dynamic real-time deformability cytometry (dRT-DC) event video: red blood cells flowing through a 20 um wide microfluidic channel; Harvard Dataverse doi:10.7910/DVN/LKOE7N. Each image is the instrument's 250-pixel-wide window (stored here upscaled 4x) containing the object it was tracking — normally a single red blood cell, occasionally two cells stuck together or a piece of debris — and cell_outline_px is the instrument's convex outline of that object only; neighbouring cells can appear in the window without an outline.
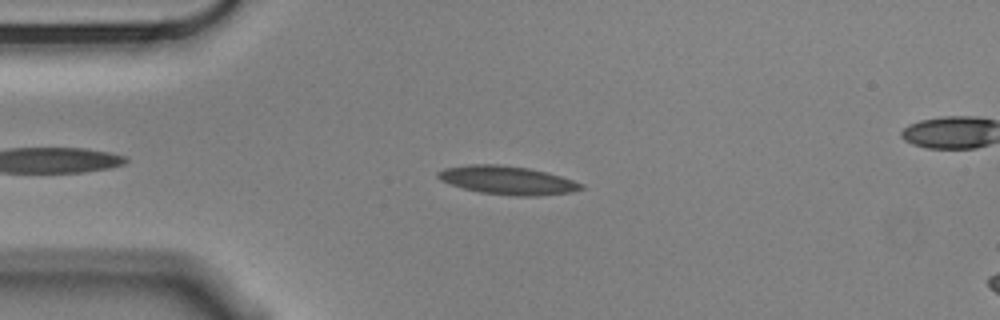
{"species": "Egyptian fruit bat (a non-hibernating species)", "species_latin": "Rousettus aegyptiacus", "temperature_condition": "cold", "stored_images_in_passage": 50, "camera_frame_rate_fps": 3000, "um_per_image_px": 0.085, "animal": {"sex": "male"}, "frame": {"image": 1, "passage_image": 6, "time_ms": 1.667, "image_size_px": [1000, 320], "cell_outline_px": [[584, 188], [572, 192], [536, 196], [516, 196], [480, 192], [464, 188], [440, 180], [436, 176], [436, 172], [444, 168], [468, 164], [496, 164], [528, 168], [560, 176], [584, 184]], "centroid_in_image_um": [43.11, 15.32], "position_along_channel_um": 41.9, "area_um2": 23.58}}
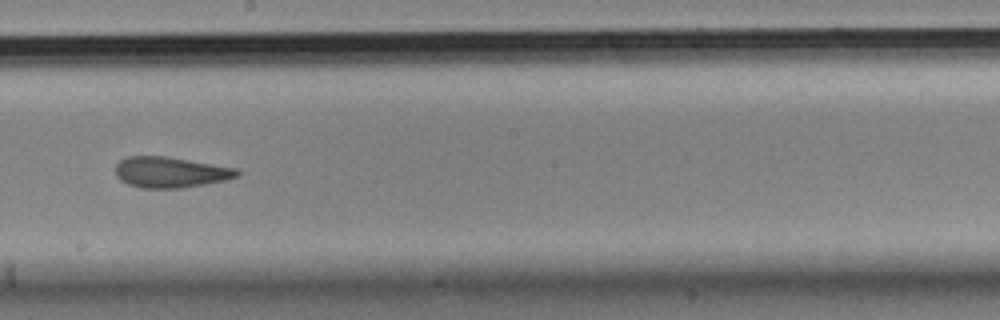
{"frame": {"image": 2, "passage_image": 24, "time_ms": 7.667, "image_size_px": [1000, 320], "cell_outline_px": [[240, 172], [236, 176], [224, 180], [204, 184], [180, 188], [140, 188], [128, 184], [120, 180], [116, 176], [116, 164], [120, 160], [128, 156], [164, 156], [236, 168]], "centroid_in_image_um": [14.43, 14.64], "position_along_channel_um": 233.8, "area_um2": 21.56}}
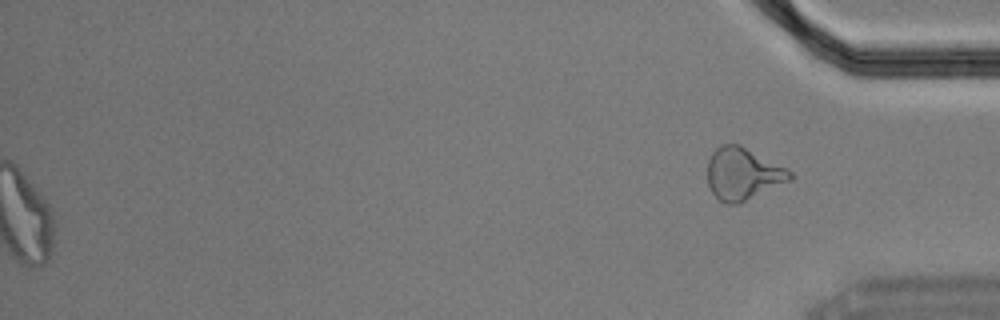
{"frame": {"image": 3, "passage_image": 50, "time_ms": 16.333, "image_size_px": [1000, 320], "cell_outline_px": [[792, 180], [736, 204], [724, 204], [712, 192], [708, 184], [708, 160], [712, 152], [720, 144], [740, 144], [792, 172]], "centroid_in_image_um": [63.12, 14.77], "position_along_channel_um": 372.1, "area_um2": 24.74}, "authors_computed_cell_mechanics": {"area_um2": 22.542, "velocity_mm_per_s": 3.522, "shape_relaxation_time_tau1_ms": 5.8696, "shape_relaxation_time_tau2_ms": 2.3978, "deformation_change_tau1": 0.1751, "deformation_change_tau2": 0.1088}}